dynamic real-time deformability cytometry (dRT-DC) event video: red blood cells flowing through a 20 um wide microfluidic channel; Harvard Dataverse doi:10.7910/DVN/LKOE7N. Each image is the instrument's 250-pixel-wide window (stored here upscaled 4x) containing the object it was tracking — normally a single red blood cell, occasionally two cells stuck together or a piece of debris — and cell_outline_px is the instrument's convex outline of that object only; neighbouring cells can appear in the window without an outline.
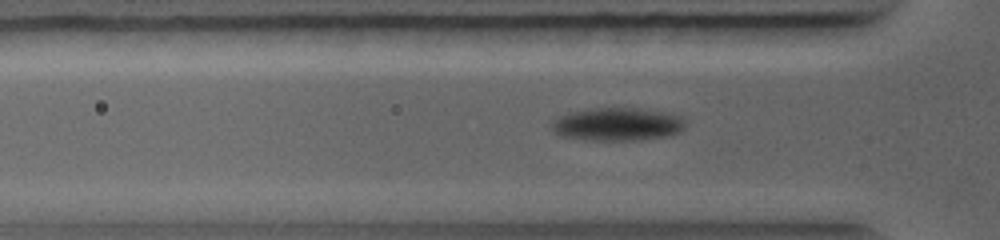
{"species": "common noctule bat (a hibernating species)", "species_latin": "Nyctalus noctula", "temperature_condition": "warm", "stored_images_in_passage": 38, "camera_frame_rate_fps": 5000, "um_per_image_px": 0.085, "animal": {"sex": "female", "body_mass_g": 19.0, "forearm_length_mm": 56.7}, "frame": {"image": 1, "passage_image": 4, "time_ms": 0.8, "image_size_px": [1000, 240], "cell_outline_px": [[684, 128], [676, 132], [664, 136], [632, 140], [588, 140], [560, 136], [552, 132], [552, 120], [556, 116], [568, 112], [588, 108], [640, 108], [672, 112], [680, 116], [684, 120]], "centroid_in_image_um": [52.41, 10.53], "position_along_channel_um": 73.4, "area_um2": 26.01}}
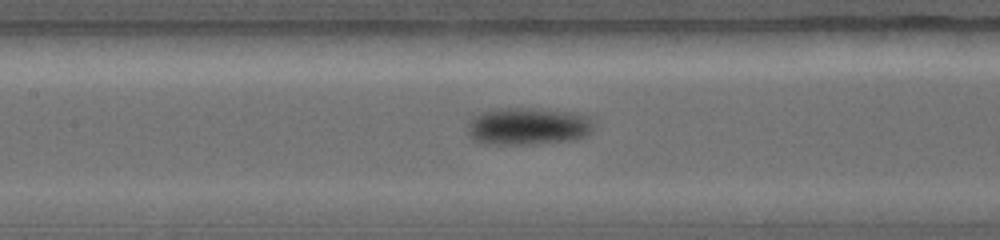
{"frame": {"image": 2, "passage_image": 12, "time_ms": 2.6, "image_size_px": [1000, 240], "cell_outline_px": [[596, 124], [592, 132], [584, 136], [568, 140], [528, 144], [480, 144], [468, 132], [468, 120], [472, 116], [480, 112], [496, 108], [528, 108], [572, 112], [596, 116]], "centroid_in_image_um": [44.92, 10.71], "position_along_channel_um": 162.5, "area_um2": 27.92}}
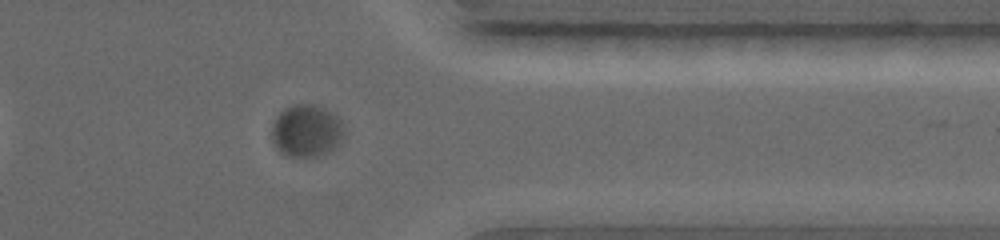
{"frame": {"image": 3, "passage_image": 34, "time_ms": 7.2, "image_size_px": [1000, 240], "cell_outline_px": [[344, 136], [328, 152], [316, 156], [284, 156], [276, 148], [272, 140], [272, 124], [276, 116], [284, 108], [292, 104], [312, 104], [324, 108], [332, 112], [344, 124]], "centroid_in_image_um": [26.02, 11.1], "position_along_channel_um": 385.4, "area_um2": 22.14}}